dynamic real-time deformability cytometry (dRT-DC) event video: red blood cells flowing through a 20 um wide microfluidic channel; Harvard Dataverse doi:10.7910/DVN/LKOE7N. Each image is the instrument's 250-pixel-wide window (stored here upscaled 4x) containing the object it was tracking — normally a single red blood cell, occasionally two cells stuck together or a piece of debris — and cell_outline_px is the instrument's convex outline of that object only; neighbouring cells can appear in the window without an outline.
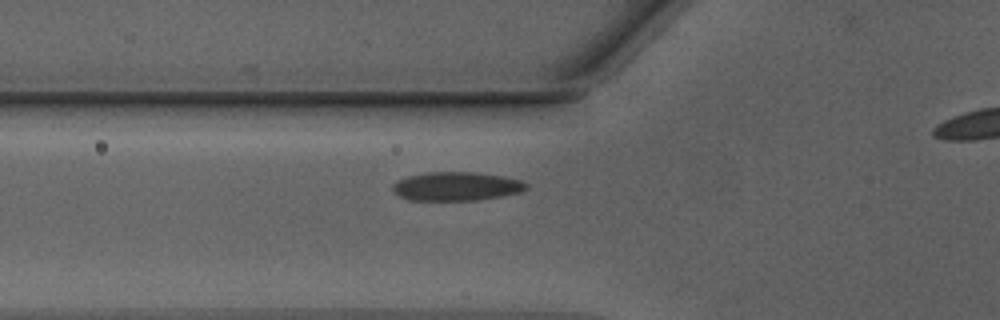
{"species": "Egyptian fruit bat (a non-hibernating species)", "species_latin": "Rousettus aegyptiacus", "temperature_condition": "warm", "stored_images_in_passage": 30, "camera_frame_rate_fps": 3000, "um_per_image_px": 0.085, "animal": {"sex": "male"}, "frame": {"image": 1, "passage_image": 4, "time_ms": 1.0, "image_size_px": [1000, 320], "cell_outline_px": [[528, 188], [520, 192], [500, 196], [476, 200], [408, 200], [392, 192], [392, 184], [408, 176], [428, 172], [476, 172], [500, 176], [520, 180], [528, 184]], "centroid_in_image_um": [38.77, 15.84], "position_along_channel_um": 87.0, "area_um2": 22.25}}
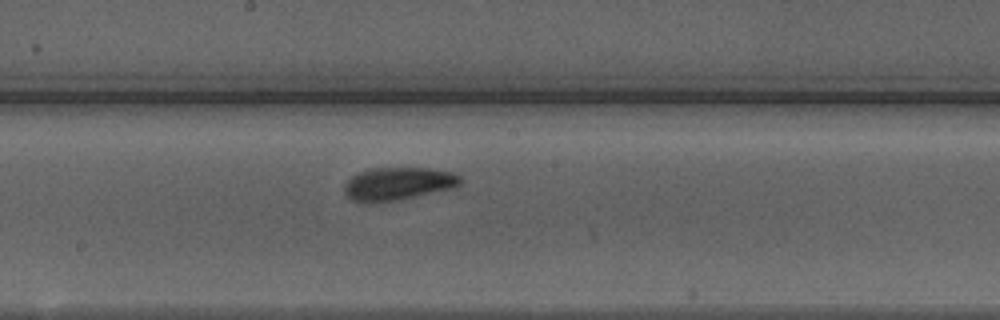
{"frame": {"image": 2, "passage_image": 13, "time_ms": 4.0, "image_size_px": [1000, 320], "cell_outline_px": [[464, 180], [460, 184], [452, 188], [392, 200], [352, 200], [344, 192], [344, 184], [352, 176], [368, 168], [428, 168], [452, 172], [460, 176]], "centroid_in_image_um": [33.86, 15.56], "position_along_channel_um": 214.3, "area_um2": 21.44}}
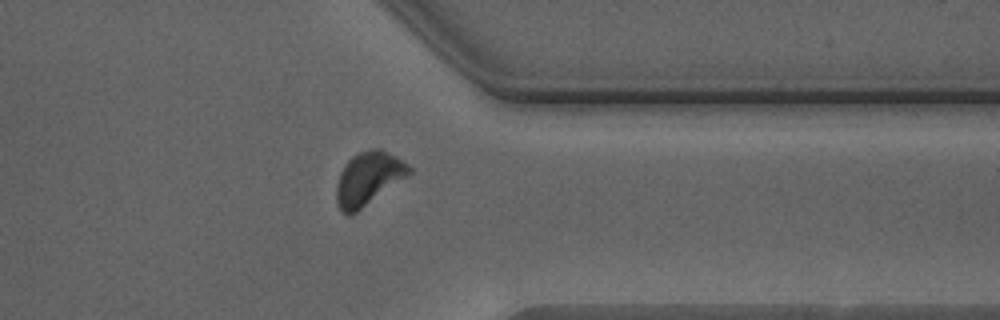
{"frame": {"image": 3, "passage_image": 25, "time_ms": 8.0, "image_size_px": [1000, 320], "cell_outline_px": [[412, 172], [352, 216], [348, 216], [340, 208], [336, 200], [336, 184], [340, 172], [348, 160], [352, 156], [360, 152], [372, 148], [380, 148], [396, 156], [408, 164], [412, 168]], "centroid_in_image_um": [31.3, 15.17], "position_along_channel_um": 380.1, "area_um2": 22.48}, "authors_computed_cell_mechanics": {"area_um2": 21.5883, "velocity_mm_per_s": 4.236, "shape_relaxation_time_tau1_ms": 2.1365, "shape_relaxation_time_tau2_ms": 1.5315, "deformation_change_tau1": 0.0886, "deformation_change_tau2": 0.0562}}